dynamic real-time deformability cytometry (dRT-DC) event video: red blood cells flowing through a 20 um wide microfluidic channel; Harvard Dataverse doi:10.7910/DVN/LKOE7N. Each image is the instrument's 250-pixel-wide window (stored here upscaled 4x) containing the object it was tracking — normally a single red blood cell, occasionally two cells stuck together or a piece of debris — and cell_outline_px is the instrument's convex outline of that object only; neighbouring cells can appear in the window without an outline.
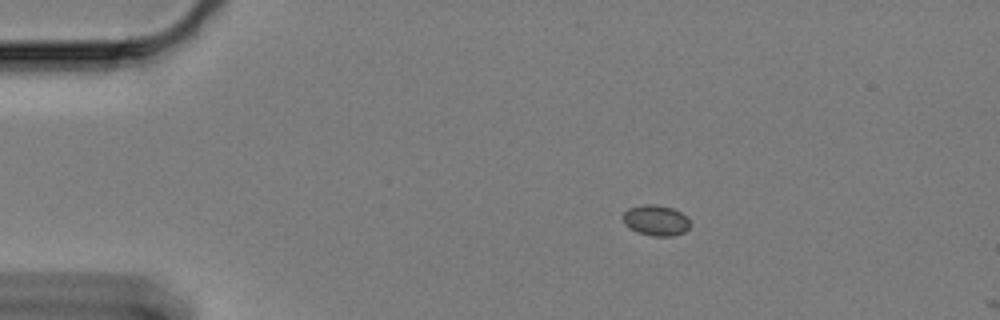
{"species": "Egyptian fruit bat (a non-hibernating species)", "species_latin": "Rousettus aegyptiacus", "temperature_condition": "cold", "stored_images_in_passage": 2, "camera_frame_rate_fps": 3000, "um_per_image_px": 0.085, "animal": {"sex": "female"}, "frame": {"image": 1, "passage_image": 1, "time_ms": 0.0, "image_size_px": [1000, 320], "cell_outline_px": [[692, 224], [684, 232], [672, 236], [652, 236], [640, 232], [624, 224], [624, 212], [628, 208], [644, 204], [656, 204], [672, 208], [688, 216]], "centroid_in_image_um": [55.81, 18.72], "position_along_channel_um": 29.2, "area_um2": 11.96}}